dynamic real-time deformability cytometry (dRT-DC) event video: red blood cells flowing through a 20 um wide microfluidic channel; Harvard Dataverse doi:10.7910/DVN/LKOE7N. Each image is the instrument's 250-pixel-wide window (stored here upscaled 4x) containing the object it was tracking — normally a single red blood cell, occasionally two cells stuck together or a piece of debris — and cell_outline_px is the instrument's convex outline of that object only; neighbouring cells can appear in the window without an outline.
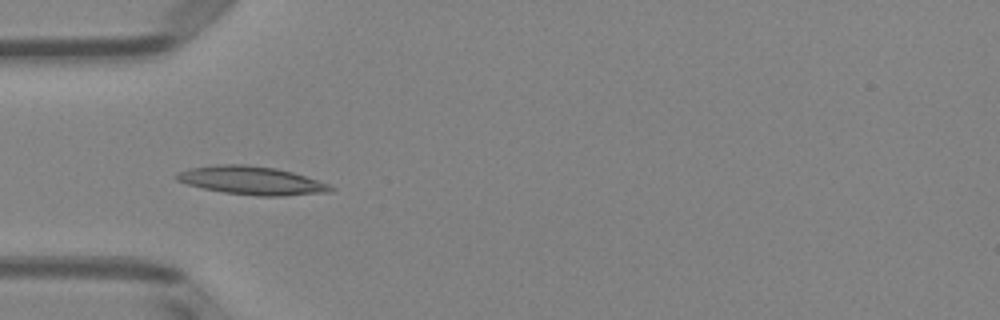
{"species": "Egyptian fruit bat (a non-hibernating species)", "species_latin": "Rousettus aegyptiacus", "temperature_condition": "room temperature", "stored_images_in_passage": 14, "camera_frame_rate_fps": 3000, "um_per_image_px": 0.085, "animal": {"sex": "female"}, "frame": {"image": 1, "passage_image": 5, "time_ms": 1.333, "image_size_px": [1000, 320], "cell_outline_px": [[336, 188], [332, 192], [284, 196], [256, 196], [224, 192], [204, 188], [188, 184], [176, 180], [172, 176], [180, 172], [192, 168], [216, 164], [244, 164], [276, 168], [292, 172], [328, 184]], "centroid_in_image_um": [21.41, 15.35], "position_along_channel_um": 63.6, "area_um2": 25.32}}
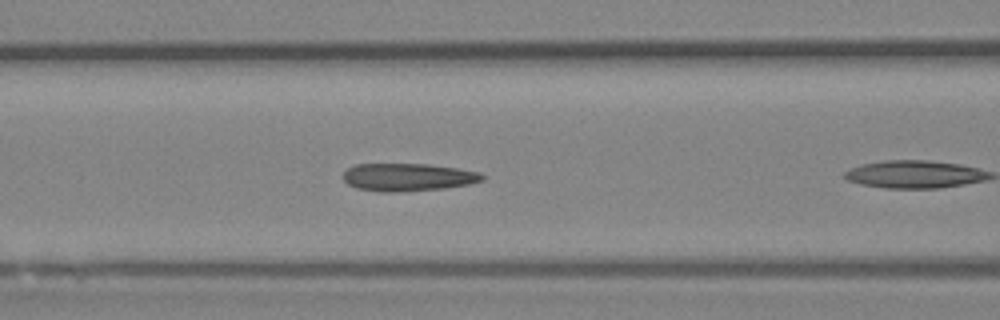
{"frame": {"image": 2, "passage_image": 7, "time_ms": 2.0, "image_size_px": [1000, 320], "cell_outline_px": [[484, 180], [468, 184], [444, 188], [392, 192], [384, 192], [356, 188], [348, 184], [344, 180], [344, 172], [352, 164], [428, 164], [456, 168], [480, 172], [484, 176]], "centroid_in_image_um": [34.66, 15.05], "position_along_channel_um": 131.9, "area_um2": 22.37}}
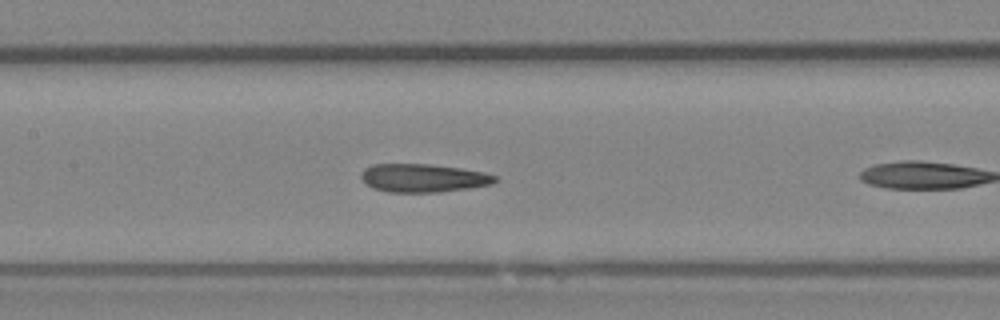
{"frame": {"image": 3, "passage_image": 10, "time_ms": 3.0, "image_size_px": [1000, 320], "cell_outline_px": [[500, 180], [492, 184], [468, 188], [440, 192], [388, 192], [372, 188], [360, 176], [364, 168], [372, 164], [428, 164], [460, 168], [484, 172], [496, 176]], "centroid_in_image_um": [35.99, 15.13], "position_along_channel_um": 171.4, "area_um2": 22.08}}